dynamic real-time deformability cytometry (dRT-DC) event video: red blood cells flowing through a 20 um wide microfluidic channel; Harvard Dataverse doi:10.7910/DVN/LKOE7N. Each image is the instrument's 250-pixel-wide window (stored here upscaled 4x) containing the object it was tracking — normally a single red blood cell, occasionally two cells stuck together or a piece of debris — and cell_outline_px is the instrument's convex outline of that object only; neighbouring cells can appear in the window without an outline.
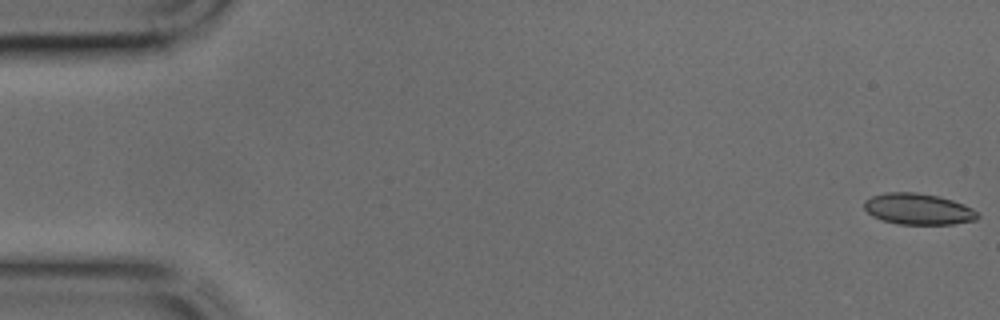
{"species": "common noctule bat (a hibernating species)", "species_latin": "Nyctalus noctula", "temperature_condition": "cold", "stored_images_in_passage": 44, "camera_frame_rate_fps": 3000, "um_per_image_px": 0.085, "animal": {"sex": "male", "body_mass_g": 17.9, "forearm_length_mm": 54.2}, "frame": {"image": 1, "passage_image": 1, "time_ms": 0.0, "image_size_px": [1000, 320], "cell_outline_px": [[980, 216], [976, 220], [952, 224], [896, 224], [880, 220], [872, 216], [864, 208], [864, 200], [872, 196], [884, 192], [916, 192], [940, 196], [964, 204], [980, 212]], "centroid_in_image_um": [78.05, 17.76], "position_along_channel_um": 6.9, "area_um2": 20.92}}
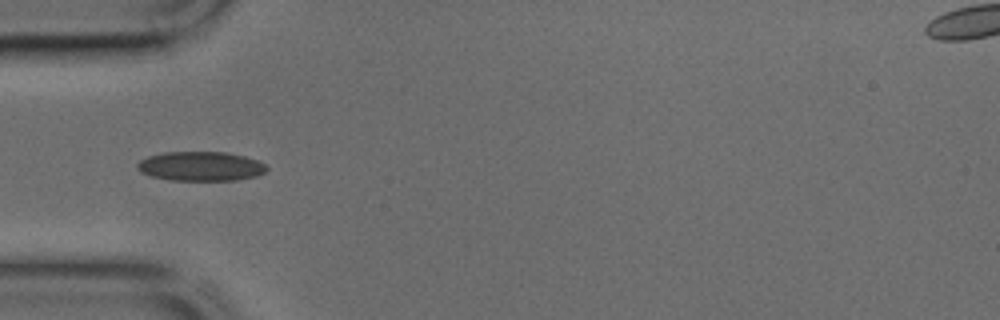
{"frame": {"image": 2, "passage_image": 14, "time_ms": 4.333, "image_size_px": [1000, 320], "cell_outline_px": [[268, 168], [264, 172], [256, 176], [236, 180], [172, 180], [152, 176], [140, 172], [136, 168], [136, 164], [140, 160], [148, 156], [164, 152], [224, 152], [244, 156], [256, 160], [264, 164]], "centroid_in_image_um": [17.03, 14.13], "position_along_channel_um": 68.0, "area_um2": 22.02}}
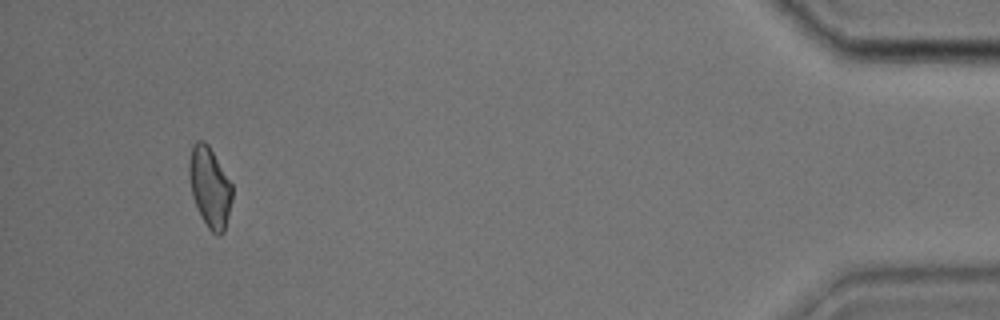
{"frame": {"image": 3, "passage_image": 42, "time_ms": 13.667, "image_size_px": [1000, 320], "cell_outline_px": [[232, 200], [224, 232], [220, 236], [216, 236], [208, 228], [200, 216], [196, 208], [192, 196], [188, 172], [188, 164], [192, 144], [196, 140], [204, 140], [208, 144], [232, 184]], "centroid_in_image_um": [17.81, 15.92], "position_along_channel_um": 417.4, "area_um2": 20.4}}